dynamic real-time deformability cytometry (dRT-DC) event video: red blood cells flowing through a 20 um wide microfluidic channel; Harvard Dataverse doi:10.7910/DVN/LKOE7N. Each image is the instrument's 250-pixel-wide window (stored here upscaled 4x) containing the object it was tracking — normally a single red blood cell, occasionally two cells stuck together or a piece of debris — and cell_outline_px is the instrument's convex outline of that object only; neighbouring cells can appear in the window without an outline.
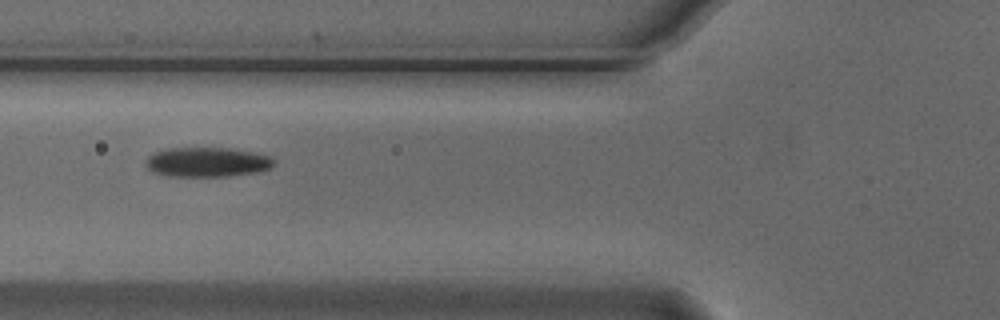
{"species": "Egyptian fruit bat (a non-hibernating species)", "species_latin": "Rousettus aegyptiacus", "temperature_condition": "cold", "stored_images_in_passage": 2, "camera_frame_rate_fps": 3000, "um_per_image_px": 0.085, "animal": {"sex": "male"}, "frame": {"image": 1, "passage_image": 2, "time_ms": 0.333, "image_size_px": [1000, 320], "cell_outline_px": [[276, 164], [272, 168], [260, 172], [228, 176], [164, 176], [152, 172], [144, 164], [148, 156], [152, 152], [164, 148], [232, 148], [272, 156], [276, 160]], "centroid_in_image_um": [17.62, 13.78], "position_along_channel_um": 108.2, "area_um2": 22.66}}